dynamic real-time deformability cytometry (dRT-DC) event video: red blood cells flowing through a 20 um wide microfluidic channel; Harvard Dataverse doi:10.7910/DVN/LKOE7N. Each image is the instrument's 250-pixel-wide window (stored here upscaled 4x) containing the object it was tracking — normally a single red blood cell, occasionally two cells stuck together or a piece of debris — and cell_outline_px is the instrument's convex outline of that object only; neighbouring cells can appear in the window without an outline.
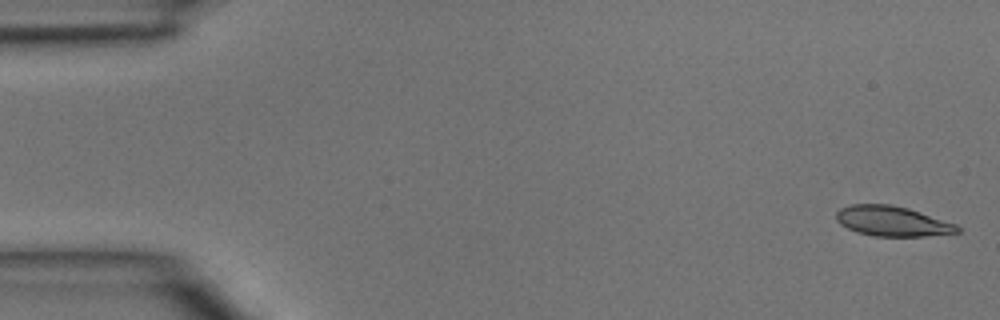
{"species": "common noctule bat (a hibernating species)", "species_latin": "Nyctalus noctula", "temperature_condition": "room temperature", "stored_images_in_passage": 46, "camera_frame_rate_fps": 3000, "um_per_image_px": 0.085, "animal": {"sex": "male", "body_mass_g": 15.6}, "frame": {"image": 1, "passage_image": 1, "time_ms": 0.0, "image_size_px": [1000, 320], "cell_outline_px": [[960, 232], [924, 236], [872, 236], [856, 232], [840, 224], [836, 220], [836, 212], [840, 208], [852, 204], [892, 204], [908, 208], [956, 224], [960, 228]], "centroid_in_image_um": [75.81, 18.8], "position_along_channel_um": 9.2, "area_um2": 21.21}}
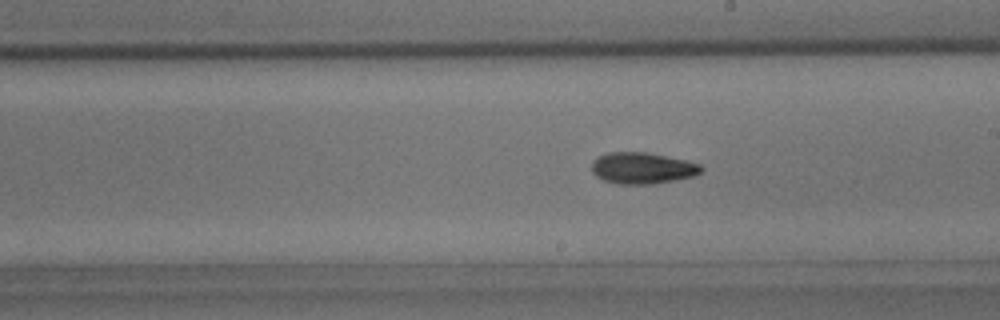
{"frame": {"image": 2, "passage_image": 26, "time_ms": 8.333, "image_size_px": [1000, 320], "cell_outline_px": [[704, 172], [696, 176], [676, 180], [652, 184], [620, 184], [604, 180], [596, 176], [592, 172], [592, 164], [600, 156], [608, 152], [644, 152], [684, 160], [700, 164], [704, 168]], "centroid_in_image_um": [54.66, 14.3], "position_along_channel_um": 234.3, "area_um2": 19.94}}
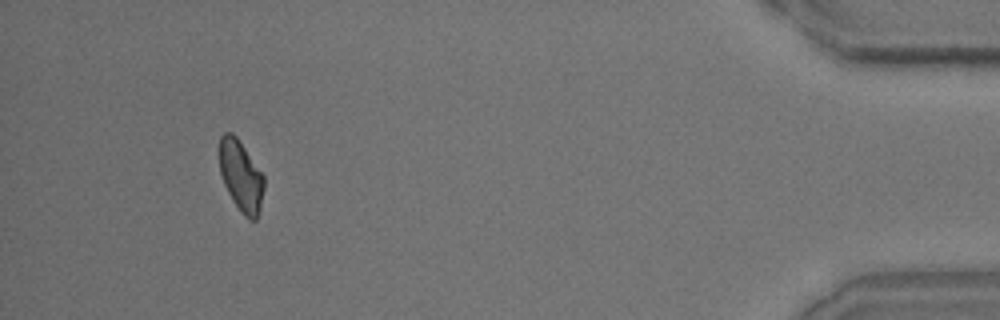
{"frame": {"image": 3, "passage_image": 43, "time_ms": 14.0, "image_size_px": [1000, 320], "cell_outline_px": [[264, 188], [260, 208], [256, 220], [248, 220], [240, 212], [232, 200], [224, 184], [220, 172], [220, 136], [224, 132], [232, 132], [236, 136], [264, 176]], "centroid_in_image_um": [20.48, 14.98], "position_along_channel_um": 414.7, "area_um2": 18.32}}